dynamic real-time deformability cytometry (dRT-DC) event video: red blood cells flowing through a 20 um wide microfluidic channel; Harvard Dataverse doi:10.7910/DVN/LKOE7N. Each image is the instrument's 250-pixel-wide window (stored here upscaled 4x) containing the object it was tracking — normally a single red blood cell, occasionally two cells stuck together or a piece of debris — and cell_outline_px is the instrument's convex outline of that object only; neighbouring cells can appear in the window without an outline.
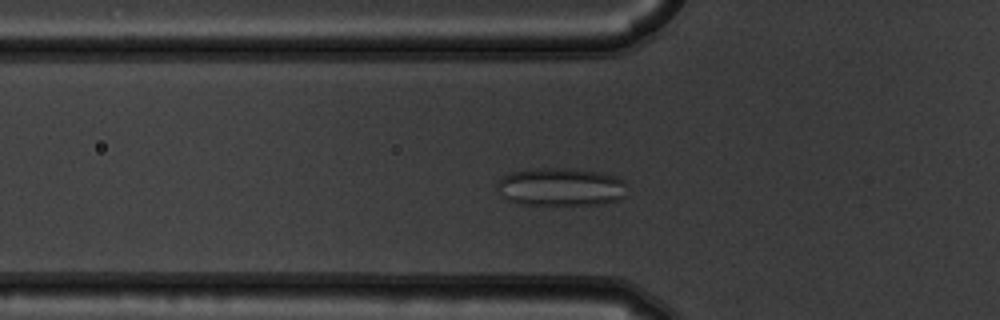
{"species": "common noctule bat (a hibernating species)", "species_latin": "Nyctalus noctula", "temperature_condition": "warm", "stored_images_in_passage": 47, "segment_of_instrument_passage": [1, 2], "camera_frame_rate_fps": 3000, "um_per_image_px": 0.085, "animal": {"sex": "male", "body_mass_g": 19.5, "forearm_length_mm": 54.6}, "frame": {"image": 1, "passage_image": 14, "time_ms": 4.333, "image_size_px": [1000, 320], "cell_outline_px": [[628, 184], [624, 196], [620, 200], [600, 204], [520, 204], [508, 200], [500, 196], [496, 188], [496, 184], [500, 176], [512, 172], [536, 168], [572, 168], [604, 172], [616, 176], [624, 180]], "centroid_in_image_um": [47.67, 15.87], "position_along_channel_um": 78.1, "area_um2": 29.42}}
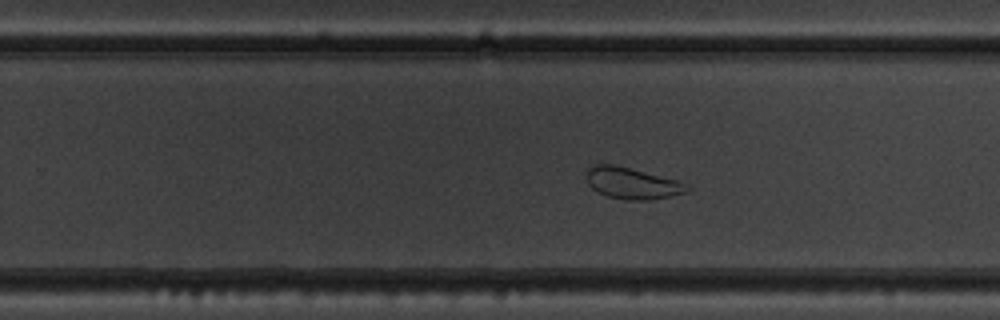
{"frame": {"image": 2, "passage_image": 30, "time_ms": 9.667, "image_size_px": [1000, 320], "cell_outline_px": [[692, 188], [688, 192], [648, 200], [628, 200], [608, 196], [596, 192], [588, 184], [588, 168], [592, 164], [612, 164], [676, 180], [688, 184]], "centroid_in_image_um": [53.73, 15.58], "position_along_channel_um": 276.1, "area_um2": 18.15}}
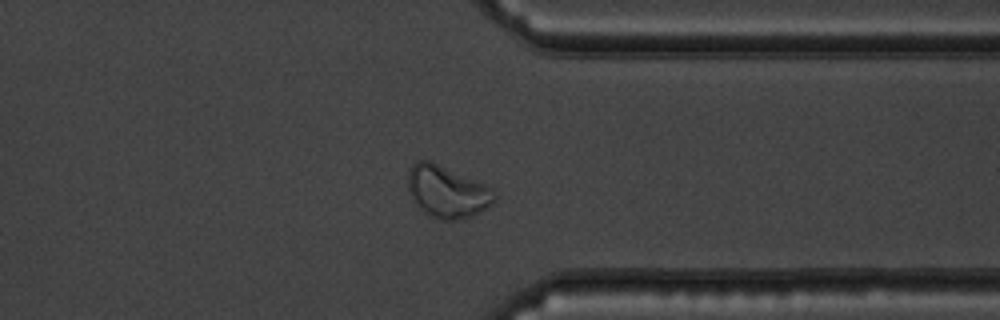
{"frame": {"image": 3, "passage_image": 38, "time_ms": 12.333, "image_size_px": [1000, 320], "cell_outline_px": [[496, 200], [492, 204], [480, 212], [472, 216], [456, 220], [440, 220], [424, 212], [416, 204], [408, 192], [408, 172], [412, 164], [416, 160], [432, 160], [484, 184], [492, 188], [496, 196]], "centroid_in_image_um": [37.99, 16.28], "position_along_channel_um": 373.4, "area_um2": 26.36}}